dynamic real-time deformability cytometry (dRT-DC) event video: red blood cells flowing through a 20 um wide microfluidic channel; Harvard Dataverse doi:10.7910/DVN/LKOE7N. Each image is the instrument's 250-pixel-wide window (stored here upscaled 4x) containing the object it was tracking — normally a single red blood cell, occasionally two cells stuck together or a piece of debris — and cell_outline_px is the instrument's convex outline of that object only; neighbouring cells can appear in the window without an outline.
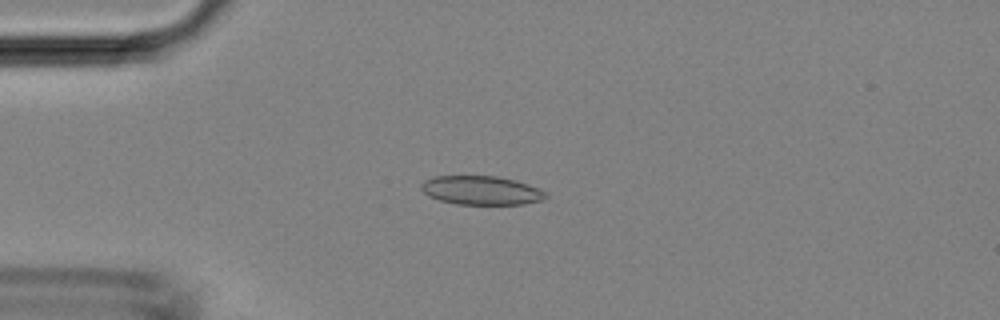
{"species": "Egyptian fruit bat (a non-hibernating species)", "species_latin": "Rousettus aegyptiacus", "temperature_condition": "room temperature", "stored_images_in_passage": 44, "camera_frame_rate_fps": 3000, "um_per_image_px": 0.085, "animal": {"sex": "female"}, "frame": {"image": 1, "passage_image": 11, "time_ms": 3.333, "image_size_px": [1000, 320], "cell_outline_px": [[548, 196], [544, 200], [524, 204], [456, 204], [440, 200], [428, 196], [420, 188], [420, 184], [424, 180], [436, 176], [496, 176], [516, 180], [528, 184], [548, 192]], "centroid_in_image_um": [40.93, 16.18], "position_along_channel_um": 44.1, "area_um2": 21.1}}
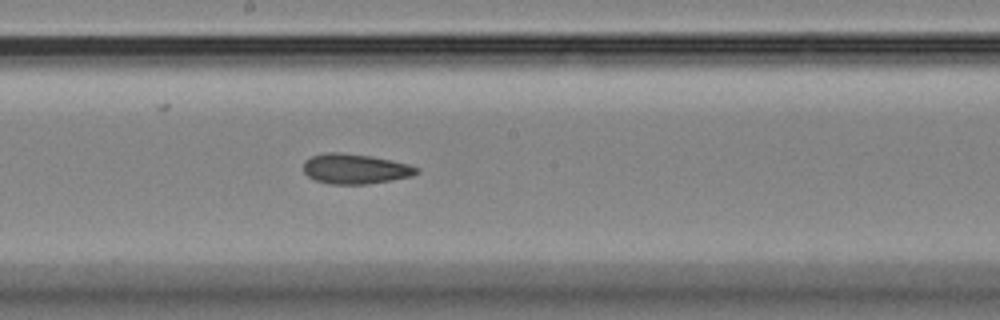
{"frame": {"image": 2, "passage_image": 24, "time_ms": 7.667, "image_size_px": [1000, 320], "cell_outline_px": [[420, 172], [412, 176], [392, 180], [368, 184], [328, 184], [316, 180], [308, 176], [304, 172], [304, 160], [312, 156], [324, 152], [340, 152], [372, 156], [392, 160], [408, 164], [420, 168]], "centroid_in_image_um": [30.21, 14.35], "position_along_channel_um": 218.0, "area_um2": 20.0}}
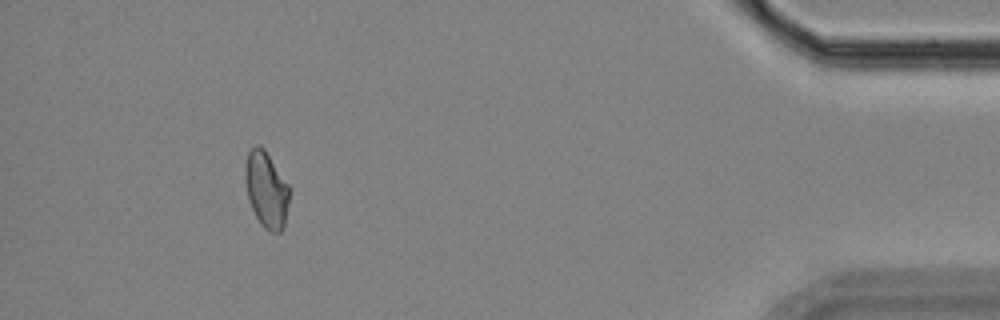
{"frame": {"image": 3, "passage_image": 41, "time_ms": 13.333, "image_size_px": [1000, 320], "cell_outline_px": [[288, 204], [284, 228], [280, 232], [268, 232], [260, 224], [248, 200], [244, 180], [244, 164], [248, 152], [256, 144], [260, 144], [264, 148], [288, 184]], "centroid_in_image_um": [22.61, 16.11], "position_along_channel_um": 412.6, "area_um2": 19.77}}